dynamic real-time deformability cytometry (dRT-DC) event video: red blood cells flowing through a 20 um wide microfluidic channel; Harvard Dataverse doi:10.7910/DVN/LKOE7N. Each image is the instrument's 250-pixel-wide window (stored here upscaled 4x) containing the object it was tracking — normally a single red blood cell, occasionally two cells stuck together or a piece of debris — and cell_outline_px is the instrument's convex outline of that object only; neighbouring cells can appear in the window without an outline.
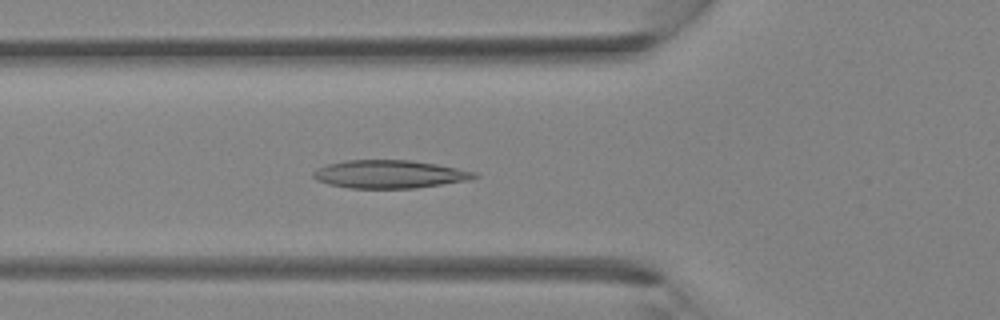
{"species": "Egyptian fruit bat (a non-hibernating species)", "species_latin": "Rousettus aegyptiacus", "temperature_condition": "room temperature", "stored_images_in_passage": 36, "camera_frame_rate_fps": 3000, "um_per_image_px": 0.085, "animal": {"sex": "female"}, "frame": {"image": 1, "passage_image": 12, "time_ms": 3.667, "image_size_px": [1000, 320], "cell_outline_px": [[480, 176], [468, 180], [416, 188], [348, 188], [328, 184], [316, 180], [312, 176], [312, 172], [316, 168], [328, 164], [344, 160], [412, 160], [436, 164], [476, 172]], "centroid_in_image_um": [33.07, 14.8], "position_along_channel_um": 92.7, "area_um2": 26.41}}
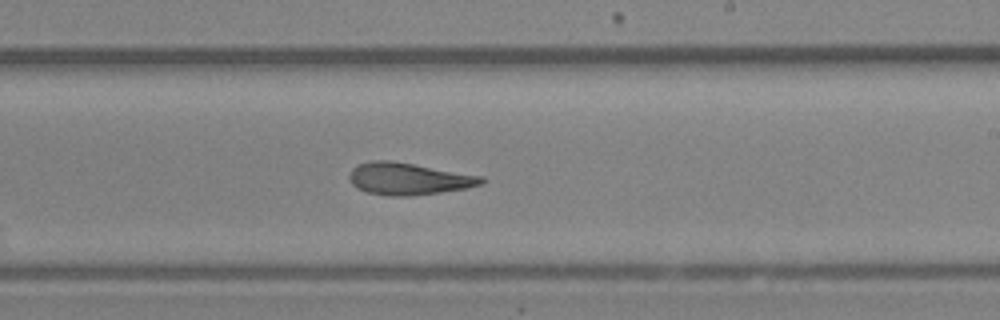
{"frame": {"image": 2, "passage_image": 21, "time_ms": 6.667, "image_size_px": [1000, 320], "cell_outline_px": [[488, 180], [484, 184], [468, 188], [412, 196], [388, 196], [368, 192], [356, 188], [352, 184], [348, 176], [352, 168], [360, 164], [372, 160], [388, 160], [484, 176]], "centroid_in_image_um": [34.76, 15.21], "position_along_channel_um": 254.2, "area_um2": 24.74}}
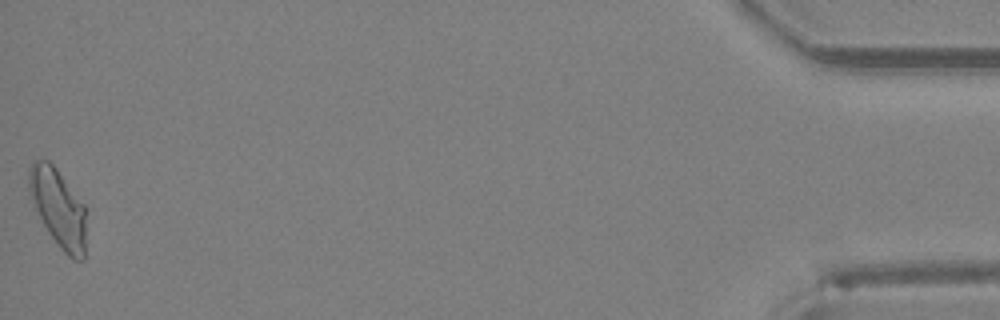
{"frame": {"image": 3, "passage_image": 36, "time_ms": 11.667, "image_size_px": [1000, 320], "cell_outline_px": [[84, 260], [72, 260], [60, 248], [48, 232], [28, 192], [28, 168], [32, 160], [48, 160], [56, 168], [84, 204]], "centroid_in_image_um": [4.92, 17.64], "position_along_channel_um": 430.3, "area_um2": 25.66}}